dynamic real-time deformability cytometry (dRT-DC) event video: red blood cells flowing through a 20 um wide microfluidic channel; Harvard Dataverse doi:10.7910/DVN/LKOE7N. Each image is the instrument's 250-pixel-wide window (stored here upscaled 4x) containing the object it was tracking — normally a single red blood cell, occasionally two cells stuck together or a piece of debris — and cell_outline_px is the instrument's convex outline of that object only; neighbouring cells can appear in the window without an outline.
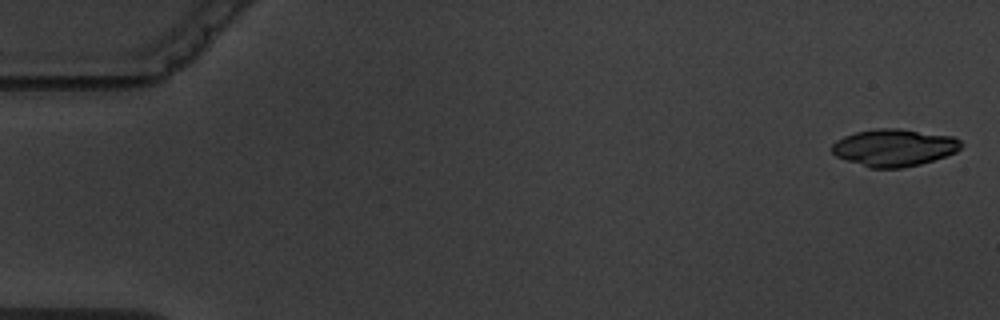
{"species": "common noctule bat (a hibernating species)", "species_latin": "Nyctalus noctula", "temperature_condition": "warm", "stored_images_in_passage": 5, "camera_frame_rate_fps": 3000, "um_per_image_px": 0.085, "animal": {"sex": "male", "body_mass_g": 19.5, "forearm_length_mm": 54.6}, "frame": {"image": 1, "passage_image": 1, "time_ms": 0.0, "image_size_px": [1000, 320], "cell_outline_px": [[964, 144], [956, 152], [920, 164], [900, 168], [868, 168], [836, 156], [832, 152], [832, 144], [836, 140], [844, 136], [856, 132], [876, 128], [900, 128], [952, 136], [960, 140]], "centroid_in_image_um": [75.99, 12.54], "position_along_channel_um": 9.0, "area_um2": 28.03}}
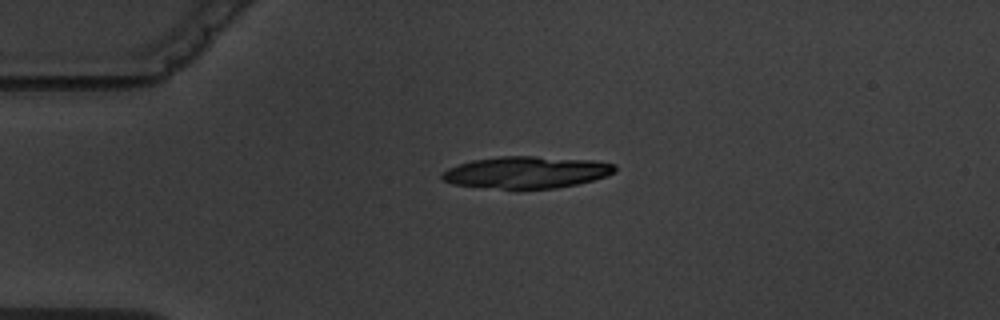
{"frame": {"image": 2, "passage_image": 4, "time_ms": 4.0, "image_size_px": [1000, 320], "cell_outline_px": [[616, 168], [608, 176], [576, 184], [556, 188], [500, 188], [452, 184], [444, 180], [440, 176], [448, 168], [472, 160], [500, 156], [536, 156], [592, 160], [616, 164]], "centroid_in_image_um": [44.77, 14.63], "position_along_channel_um": 40.2, "area_um2": 31.73}}